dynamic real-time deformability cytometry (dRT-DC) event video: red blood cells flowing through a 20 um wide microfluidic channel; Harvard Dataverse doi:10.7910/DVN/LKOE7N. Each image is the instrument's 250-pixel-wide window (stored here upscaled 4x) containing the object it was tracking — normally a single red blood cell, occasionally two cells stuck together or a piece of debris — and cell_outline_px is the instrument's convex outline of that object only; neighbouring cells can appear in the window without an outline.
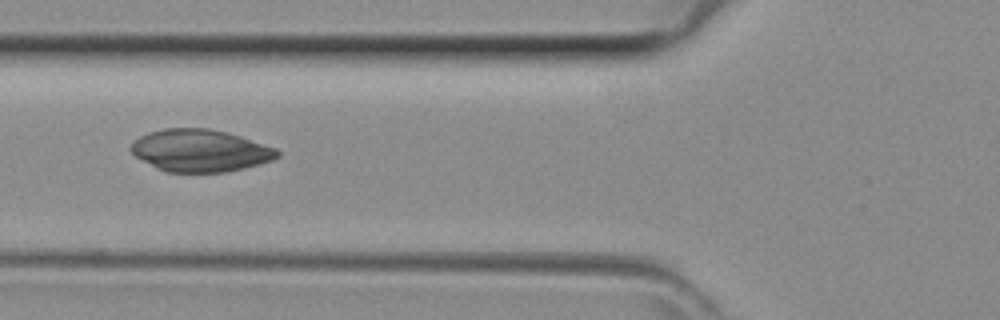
{"species": "common noctule bat (a hibernating species)", "species_latin": "Nyctalus noctula", "temperature_condition": "room temperature", "stored_images_in_passage": 38, "camera_frame_rate_fps": 3000, "um_per_image_px": 0.085, "animal": {"sex": "female", "body_mass_g": 29.2, "forearm_length_mm": 56.3}, "frame": {"image": 1, "passage_image": 11, "time_ms": 3.333, "image_size_px": [1000, 320], "cell_outline_px": [[280, 156], [272, 160], [260, 164], [244, 168], [224, 172], [164, 172], [156, 168], [136, 156], [132, 152], [132, 144], [140, 136], [148, 132], [164, 128], [208, 128], [228, 132], [276, 148], [280, 152]], "centroid_in_image_um": [17.04, 12.8], "position_along_channel_um": 108.8, "area_um2": 35.95}}
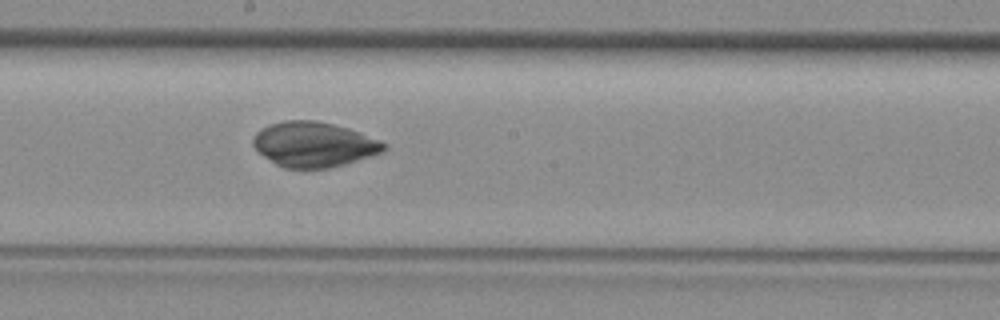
{"frame": {"image": 2, "passage_image": 18, "time_ms": 5.667, "image_size_px": [1000, 320], "cell_outline_px": [[388, 148], [384, 152], [344, 164], [328, 168], [284, 168], [276, 164], [264, 156], [252, 144], [252, 136], [260, 128], [268, 124], [284, 120], [316, 120], [348, 128], [380, 140], [388, 144]], "centroid_in_image_um": [26.68, 12.26], "position_along_channel_um": 221.5, "area_um2": 34.45}}
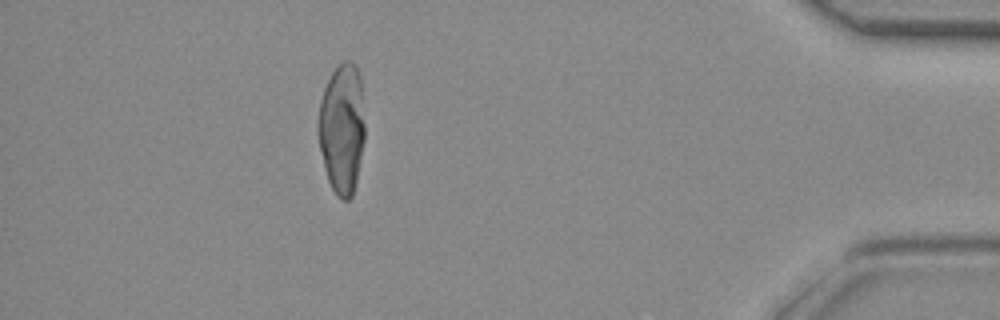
{"frame": {"image": 3, "passage_image": 33, "time_ms": 10.667, "image_size_px": [1000, 320], "cell_outline_px": [[364, 140], [356, 180], [352, 196], [348, 200], [340, 200], [336, 196], [328, 180], [324, 168], [316, 132], [316, 120], [320, 100], [324, 88], [332, 72], [344, 60], [348, 60], [356, 68], [360, 76], [364, 124]], "centroid_in_image_um": [29.03, 10.95], "position_along_channel_um": 406.2, "area_um2": 35.6}}